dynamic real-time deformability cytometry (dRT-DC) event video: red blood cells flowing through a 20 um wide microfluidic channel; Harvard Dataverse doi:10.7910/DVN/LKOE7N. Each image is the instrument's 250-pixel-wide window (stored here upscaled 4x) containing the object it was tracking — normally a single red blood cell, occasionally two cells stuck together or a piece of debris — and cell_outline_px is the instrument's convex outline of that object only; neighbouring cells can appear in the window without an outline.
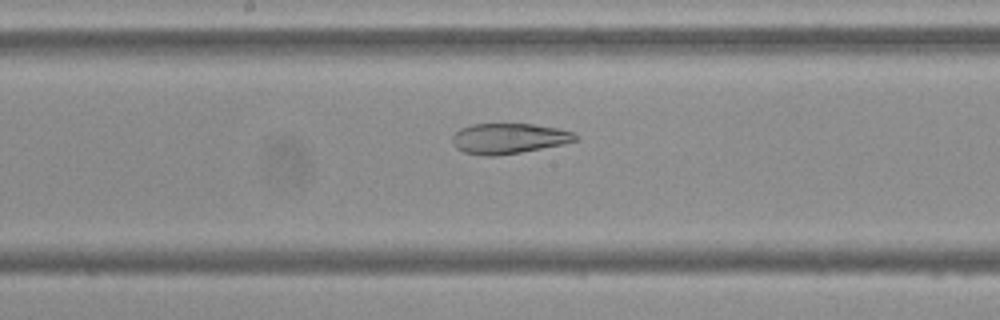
{"species": "Egyptian fruit bat (a non-hibernating species)", "species_latin": "Rousettus aegyptiacus", "temperature_condition": "cold", "stored_images_in_passage": 46, "camera_frame_rate_fps": 3000, "um_per_image_px": 0.085, "frame": {"image": 1, "passage_image": 20, "time_ms": 6.333, "image_size_px": [1000, 320], "cell_outline_px": [[580, 136], [576, 140], [564, 144], [520, 152], [496, 156], [480, 156], [464, 152], [456, 148], [452, 144], [452, 136], [460, 128], [472, 124], [532, 124], [556, 128], [572, 132]], "centroid_in_image_um": [43.21, 11.78], "position_along_channel_um": 205.0, "area_um2": 21.85}}
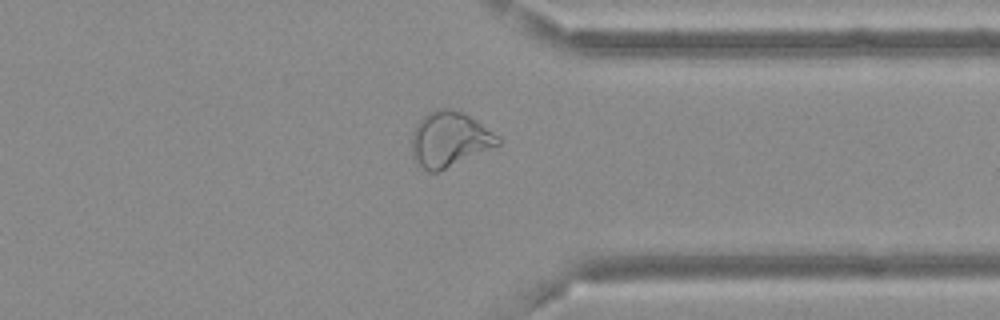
{"frame": {"image": 2, "passage_image": 34, "time_ms": 11.0, "image_size_px": [1000, 320], "cell_outline_px": [[500, 144], [440, 172], [428, 172], [412, 156], [412, 132], [416, 124], [428, 112], [440, 108], [452, 108], [464, 112], [500, 136]], "centroid_in_image_um": [38.21, 11.83], "position_along_channel_um": 373.2, "area_um2": 27.74}}
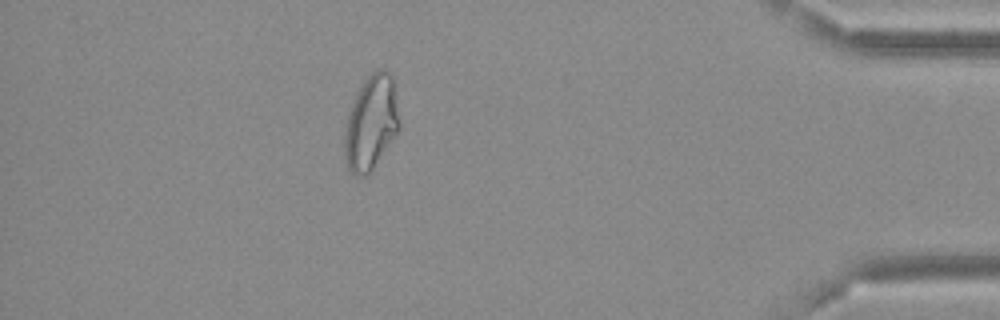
{"frame": {"image": 3, "passage_image": 40, "time_ms": 13.0, "image_size_px": [1000, 320], "cell_outline_px": [[400, 128], [372, 172], [364, 176], [356, 176], [348, 168], [344, 156], [344, 132], [348, 116], [356, 92], [364, 80], [372, 72], [380, 68], [384, 68], [392, 76], [396, 88], [400, 124]], "centroid_in_image_um": [31.56, 10.43], "position_along_channel_um": 403.6, "area_um2": 30.63}, "authors_computed_cell_mechanics": {"area_um2": 27.8018, "velocity_mm_per_s": 3.6702, "shape_relaxation_time_tau1_ms": null, "shape_relaxation_time_tau2_ms": 2.6257, "deformation_change_tau1": null, "deformation_change_tau2": 0.0875}}